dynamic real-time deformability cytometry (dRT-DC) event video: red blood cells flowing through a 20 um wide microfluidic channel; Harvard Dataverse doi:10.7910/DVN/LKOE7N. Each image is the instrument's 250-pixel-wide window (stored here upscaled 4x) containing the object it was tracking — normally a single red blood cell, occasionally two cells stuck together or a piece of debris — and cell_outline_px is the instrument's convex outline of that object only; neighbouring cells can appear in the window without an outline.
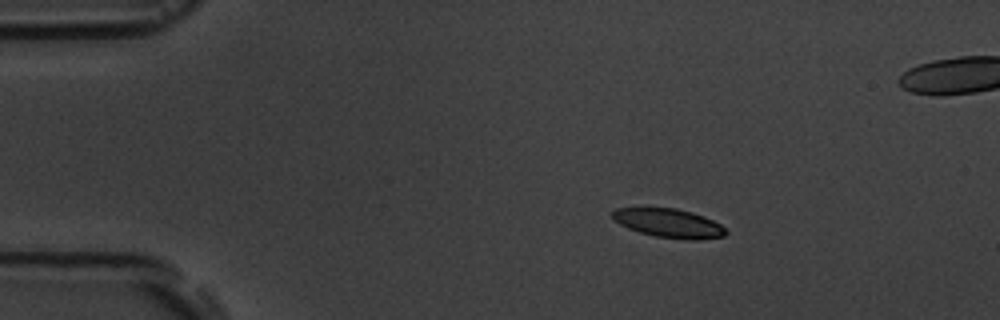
{"species": "common noctule bat (a hibernating species)", "species_latin": "Nyctalus noctula", "temperature_condition": "room temperature", "stored_images_in_passage": 5, "camera_frame_rate_fps": 3000, "um_per_image_px": 0.085, "animal": {"sex": "male", "body_mass_g": 19.5, "forearm_length_mm": 54.6}, "frame": {"image": 1, "passage_image": 2, "time_ms": 2.0, "image_size_px": [1000, 320], "cell_outline_px": [[728, 232], [724, 236], [700, 240], [688, 240], [656, 236], [640, 232], [628, 228], [612, 220], [612, 212], [616, 208], [676, 208], [692, 212], [704, 216], [720, 224]], "centroid_in_image_um": [56.86, 18.97], "position_along_channel_um": 28.1, "area_um2": 19.07}}